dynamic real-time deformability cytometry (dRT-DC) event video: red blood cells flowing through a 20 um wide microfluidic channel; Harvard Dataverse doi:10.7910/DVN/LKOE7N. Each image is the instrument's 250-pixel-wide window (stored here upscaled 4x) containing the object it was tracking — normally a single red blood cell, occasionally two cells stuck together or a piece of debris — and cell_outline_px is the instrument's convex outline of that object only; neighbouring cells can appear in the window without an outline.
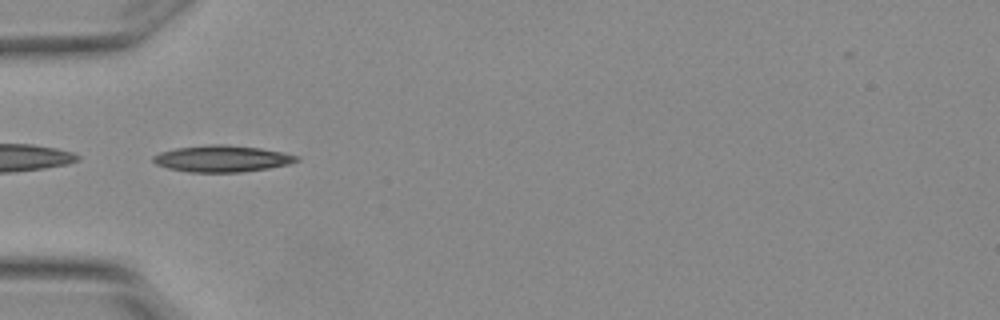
{"species": "Egyptian fruit bat (a non-hibernating species)", "species_latin": "Rousettus aegyptiacus", "temperature_condition": "warm", "stored_images_in_passage": 2, "camera_frame_rate_fps": 3000, "um_per_image_px": 0.085, "animal": {"sex": "female"}, "frame": {"image": 1, "passage_image": 1, "time_ms": 0.0, "image_size_px": [1000, 320], "cell_outline_px": [[300, 160], [288, 164], [268, 168], [240, 172], [188, 172], [168, 168], [156, 164], [152, 160], [152, 156], [160, 152], [176, 148], [208, 144], [224, 144], [260, 148], [300, 156]], "centroid_in_image_um": [18.85, 13.48], "position_along_channel_um": 66.1, "area_um2": 22.14}}
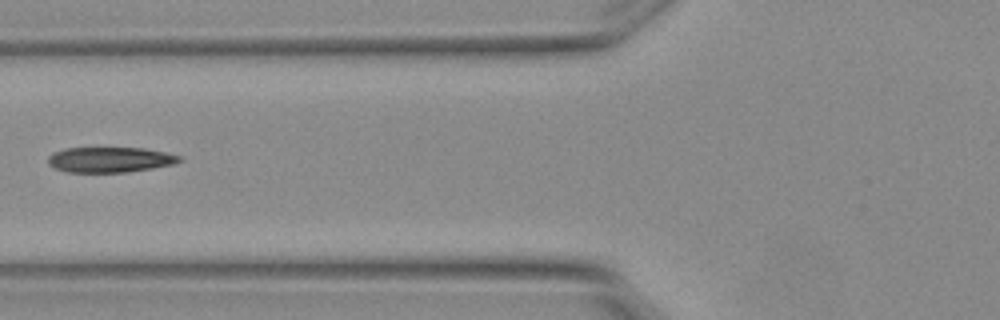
{"frame": {"image": 2, "passage_image": 2, "time_ms": 0.333, "image_size_px": [1000, 320], "cell_outline_px": [[184, 160], [176, 164], [128, 172], [68, 172], [56, 168], [48, 164], [48, 156], [52, 152], [64, 148], [144, 148], [184, 156]], "centroid_in_image_um": [9.39, 13.57], "position_along_channel_um": 116.4, "area_um2": 19.59}}